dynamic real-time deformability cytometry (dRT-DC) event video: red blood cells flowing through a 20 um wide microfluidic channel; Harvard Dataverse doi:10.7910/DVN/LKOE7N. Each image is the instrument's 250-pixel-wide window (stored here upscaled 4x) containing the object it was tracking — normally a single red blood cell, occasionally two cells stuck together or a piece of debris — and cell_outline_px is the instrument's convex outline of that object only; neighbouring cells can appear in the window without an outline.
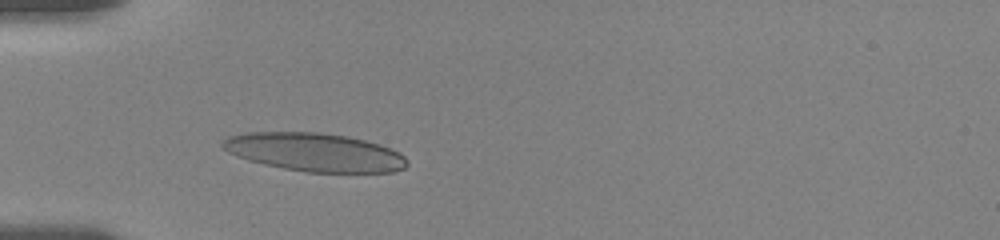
{"species": "human", "species_latin": "Homo sapiens", "temperature_condition": "room temperature", "stored_images_in_passage": 40, "camera_frame_rate_fps": 3000, "um_per_image_px": 0.085, "donor": {"sex": "female"}, "frame": {"image": 1, "passage_image": 14, "time_ms": 3.333, "image_size_px": [1000, 240], "cell_outline_px": [[408, 164], [404, 168], [392, 172], [304, 172], [264, 164], [248, 160], [236, 156], [228, 152], [220, 144], [228, 136], [248, 132], [320, 132], [348, 136], [380, 144], [400, 152], [408, 160]], "centroid_in_image_um": [26.76, 12.93], "position_along_channel_um": 58.2, "area_um2": 41.33}}
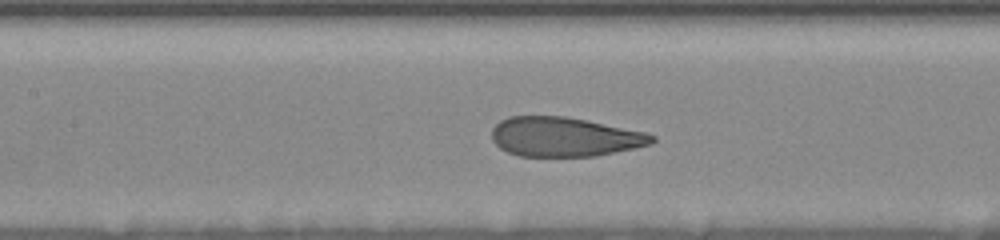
{"frame": {"image": 2, "passage_image": 29, "time_ms": 6.333, "image_size_px": [1000, 240], "cell_outline_px": [[656, 140], [652, 144], [596, 156], [520, 156], [508, 152], [500, 148], [492, 140], [492, 128], [500, 120], [508, 116], [564, 116], [644, 132], [656, 136]], "centroid_in_image_um": [47.95, 11.63], "position_along_channel_um": 159.4, "area_um2": 36.59}}
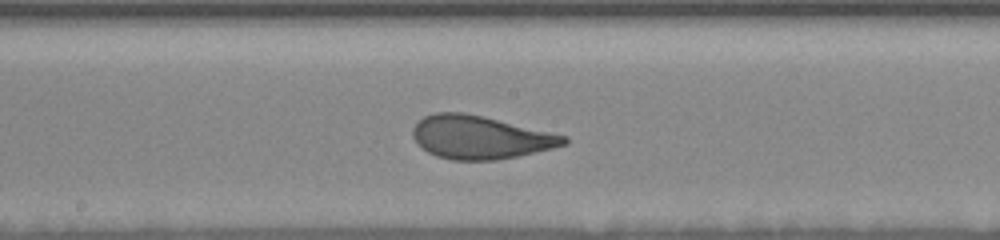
{"frame": {"image": 3, "passage_image": 36, "time_ms": 7.667, "image_size_px": [1000, 240], "cell_outline_px": [[568, 144], [520, 156], [492, 160], [452, 160], [436, 156], [428, 152], [416, 144], [412, 136], [412, 128], [424, 116], [436, 112], [464, 112], [484, 116], [568, 136]], "centroid_in_image_um": [40.81, 11.67], "position_along_channel_um": 207.4, "area_um2": 38.21}}